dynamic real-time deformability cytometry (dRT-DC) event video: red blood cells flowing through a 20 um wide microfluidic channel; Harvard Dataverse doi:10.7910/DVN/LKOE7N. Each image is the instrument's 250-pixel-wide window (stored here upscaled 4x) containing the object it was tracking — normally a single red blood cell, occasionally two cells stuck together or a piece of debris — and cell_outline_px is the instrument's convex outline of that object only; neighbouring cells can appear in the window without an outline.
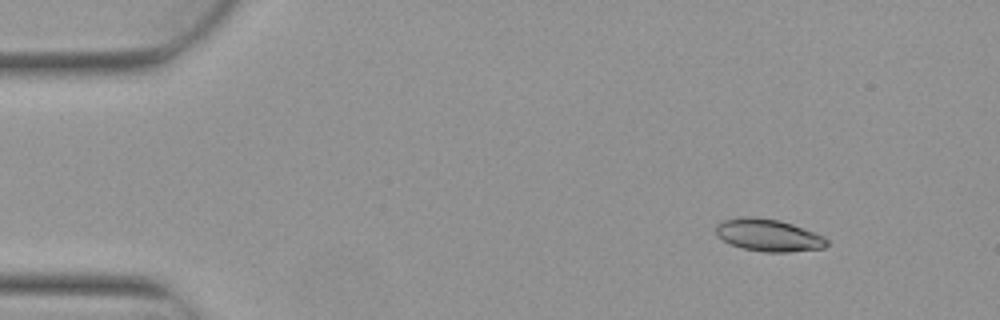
{"species": "Egyptian fruit bat (a non-hibernating species)", "species_latin": "Rousettus aegyptiacus", "temperature_condition": "warm", "stored_images_in_passage": 7, "camera_frame_rate_fps": 3000, "um_per_image_px": 0.085, "animal": {"sex": "female"}, "frame": {"image": 1, "passage_image": 2, "time_ms": 0.333, "image_size_px": [1000, 320], "cell_outline_px": [[828, 244], [824, 248], [788, 252], [764, 252], [744, 248], [732, 244], [716, 236], [716, 224], [724, 220], [740, 216], [756, 216], [780, 220], [792, 224], [824, 236], [828, 240]], "centroid_in_image_um": [65.31, 19.98], "position_along_channel_um": 19.7, "area_um2": 20.92}}
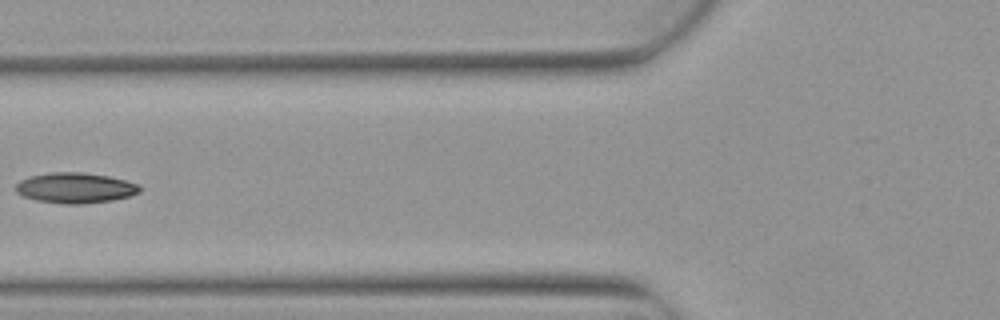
{"frame": {"image": 2, "passage_image": 6, "time_ms": 1.667, "image_size_px": [1000, 320], "cell_outline_px": [[140, 192], [132, 196], [112, 200], [84, 204], [64, 204], [36, 200], [24, 196], [16, 192], [16, 184], [20, 180], [28, 176], [52, 172], [84, 172], [108, 176], [140, 184]], "centroid_in_image_um": [6.41, 15.97], "position_along_channel_um": 119.4, "area_um2": 22.14}}
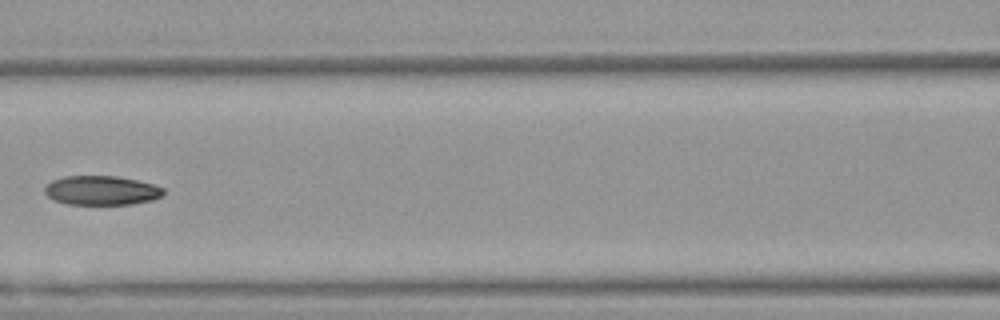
{"frame": {"image": 3, "passage_image": 7, "time_ms": 2.0, "image_size_px": [1000, 320], "cell_outline_px": [[164, 196], [152, 200], [132, 204], [68, 204], [52, 200], [44, 192], [44, 188], [52, 180], [64, 176], [116, 176], [136, 180], [152, 184], [164, 188]], "centroid_in_image_um": [8.62, 16.19], "position_along_channel_um": 158.0, "area_um2": 20.29}}